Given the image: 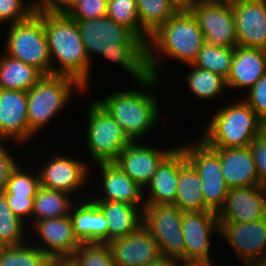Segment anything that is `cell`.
<instances>
[{
  "instance_id": "6da1fadb",
  "label": "cell",
  "mask_w": 266,
  "mask_h": 266,
  "mask_svg": "<svg viewBox=\"0 0 266 266\" xmlns=\"http://www.w3.org/2000/svg\"><path fill=\"white\" fill-rule=\"evenodd\" d=\"M90 62L94 55L117 64L137 82L149 76L146 43L108 16L76 21Z\"/></svg>"
},
{
  "instance_id": "7a4b0ae2",
  "label": "cell",
  "mask_w": 266,
  "mask_h": 266,
  "mask_svg": "<svg viewBox=\"0 0 266 266\" xmlns=\"http://www.w3.org/2000/svg\"><path fill=\"white\" fill-rule=\"evenodd\" d=\"M204 43V35L192 13L179 10L149 37L146 44L149 75L161 77L160 60L165 56L184 65L192 64Z\"/></svg>"
},
{
  "instance_id": "3957f363",
  "label": "cell",
  "mask_w": 266,
  "mask_h": 266,
  "mask_svg": "<svg viewBox=\"0 0 266 266\" xmlns=\"http://www.w3.org/2000/svg\"><path fill=\"white\" fill-rule=\"evenodd\" d=\"M44 30L52 74L75 78L87 90L94 63L88 58L76 21L65 13L44 11Z\"/></svg>"
},
{
  "instance_id": "277c9868",
  "label": "cell",
  "mask_w": 266,
  "mask_h": 266,
  "mask_svg": "<svg viewBox=\"0 0 266 266\" xmlns=\"http://www.w3.org/2000/svg\"><path fill=\"white\" fill-rule=\"evenodd\" d=\"M158 81L159 78L149 75L136 83L141 89H119L105 94L103 100L98 99L132 141L143 140L158 123L160 105L157 95L150 91Z\"/></svg>"
},
{
  "instance_id": "5b68a950",
  "label": "cell",
  "mask_w": 266,
  "mask_h": 266,
  "mask_svg": "<svg viewBox=\"0 0 266 266\" xmlns=\"http://www.w3.org/2000/svg\"><path fill=\"white\" fill-rule=\"evenodd\" d=\"M213 112L199 137L211 148L246 147L263 132V122L243 99Z\"/></svg>"
},
{
  "instance_id": "8992f818",
  "label": "cell",
  "mask_w": 266,
  "mask_h": 266,
  "mask_svg": "<svg viewBox=\"0 0 266 266\" xmlns=\"http://www.w3.org/2000/svg\"><path fill=\"white\" fill-rule=\"evenodd\" d=\"M75 91L85 94L88 90L75 78L58 74L43 75L27 91L29 140L63 111Z\"/></svg>"
},
{
  "instance_id": "52a82bcc",
  "label": "cell",
  "mask_w": 266,
  "mask_h": 266,
  "mask_svg": "<svg viewBox=\"0 0 266 266\" xmlns=\"http://www.w3.org/2000/svg\"><path fill=\"white\" fill-rule=\"evenodd\" d=\"M6 55L52 74L51 58L44 30V11H35L27 19L10 24L4 39Z\"/></svg>"
},
{
  "instance_id": "ba28073f",
  "label": "cell",
  "mask_w": 266,
  "mask_h": 266,
  "mask_svg": "<svg viewBox=\"0 0 266 266\" xmlns=\"http://www.w3.org/2000/svg\"><path fill=\"white\" fill-rule=\"evenodd\" d=\"M89 105L85 145L90 159L95 163L114 161L132 140L98 100Z\"/></svg>"
},
{
  "instance_id": "9c48e42d",
  "label": "cell",
  "mask_w": 266,
  "mask_h": 266,
  "mask_svg": "<svg viewBox=\"0 0 266 266\" xmlns=\"http://www.w3.org/2000/svg\"><path fill=\"white\" fill-rule=\"evenodd\" d=\"M179 147L201 178L205 211L218 212L228 193L218 153L200 138Z\"/></svg>"
},
{
  "instance_id": "30bf717a",
  "label": "cell",
  "mask_w": 266,
  "mask_h": 266,
  "mask_svg": "<svg viewBox=\"0 0 266 266\" xmlns=\"http://www.w3.org/2000/svg\"><path fill=\"white\" fill-rule=\"evenodd\" d=\"M182 215L183 211L174 204L144 206L142 225L157 241L162 256L186 259Z\"/></svg>"
},
{
  "instance_id": "8fae6325",
  "label": "cell",
  "mask_w": 266,
  "mask_h": 266,
  "mask_svg": "<svg viewBox=\"0 0 266 266\" xmlns=\"http://www.w3.org/2000/svg\"><path fill=\"white\" fill-rule=\"evenodd\" d=\"M189 11L197 20L206 43L238 46L231 0H199Z\"/></svg>"
},
{
  "instance_id": "7c38bea8",
  "label": "cell",
  "mask_w": 266,
  "mask_h": 266,
  "mask_svg": "<svg viewBox=\"0 0 266 266\" xmlns=\"http://www.w3.org/2000/svg\"><path fill=\"white\" fill-rule=\"evenodd\" d=\"M35 169H39L40 186L66 192L72 197L76 193L81 195L79 191L83 190L82 188H85L86 183L91 181L89 161L84 162L62 153H54V156L46 161L42 167H35Z\"/></svg>"
},
{
  "instance_id": "4fadbf2b",
  "label": "cell",
  "mask_w": 266,
  "mask_h": 266,
  "mask_svg": "<svg viewBox=\"0 0 266 266\" xmlns=\"http://www.w3.org/2000/svg\"><path fill=\"white\" fill-rule=\"evenodd\" d=\"M219 235L241 264L266 260V217L251 222H219Z\"/></svg>"
},
{
  "instance_id": "5bb4252c",
  "label": "cell",
  "mask_w": 266,
  "mask_h": 266,
  "mask_svg": "<svg viewBox=\"0 0 266 266\" xmlns=\"http://www.w3.org/2000/svg\"><path fill=\"white\" fill-rule=\"evenodd\" d=\"M139 141L129 143L113 161L141 188L151 181L160 163L177 147L166 149L145 146Z\"/></svg>"
},
{
  "instance_id": "9a60e30c",
  "label": "cell",
  "mask_w": 266,
  "mask_h": 266,
  "mask_svg": "<svg viewBox=\"0 0 266 266\" xmlns=\"http://www.w3.org/2000/svg\"><path fill=\"white\" fill-rule=\"evenodd\" d=\"M182 234L186 245V259L213 258L211 238L215 234L219 236V221L216 212H183Z\"/></svg>"
},
{
  "instance_id": "2e32d148",
  "label": "cell",
  "mask_w": 266,
  "mask_h": 266,
  "mask_svg": "<svg viewBox=\"0 0 266 266\" xmlns=\"http://www.w3.org/2000/svg\"><path fill=\"white\" fill-rule=\"evenodd\" d=\"M219 222H251L266 217V187L228 189L224 203L216 213Z\"/></svg>"
},
{
  "instance_id": "e0dca14e",
  "label": "cell",
  "mask_w": 266,
  "mask_h": 266,
  "mask_svg": "<svg viewBox=\"0 0 266 266\" xmlns=\"http://www.w3.org/2000/svg\"><path fill=\"white\" fill-rule=\"evenodd\" d=\"M239 46L266 50V0H231Z\"/></svg>"
},
{
  "instance_id": "ac0fdd59",
  "label": "cell",
  "mask_w": 266,
  "mask_h": 266,
  "mask_svg": "<svg viewBox=\"0 0 266 266\" xmlns=\"http://www.w3.org/2000/svg\"><path fill=\"white\" fill-rule=\"evenodd\" d=\"M32 227L35 236L40 237L39 242L35 239V246L48 258L72 256L81 245L75 237L70 215L39 220Z\"/></svg>"
},
{
  "instance_id": "d6986e66",
  "label": "cell",
  "mask_w": 266,
  "mask_h": 266,
  "mask_svg": "<svg viewBox=\"0 0 266 266\" xmlns=\"http://www.w3.org/2000/svg\"><path fill=\"white\" fill-rule=\"evenodd\" d=\"M107 244L115 266H146L162 256L157 241L143 225L136 232Z\"/></svg>"
},
{
  "instance_id": "ffe728a7",
  "label": "cell",
  "mask_w": 266,
  "mask_h": 266,
  "mask_svg": "<svg viewBox=\"0 0 266 266\" xmlns=\"http://www.w3.org/2000/svg\"><path fill=\"white\" fill-rule=\"evenodd\" d=\"M0 140H29L27 91L0 89Z\"/></svg>"
},
{
  "instance_id": "44dd1931",
  "label": "cell",
  "mask_w": 266,
  "mask_h": 266,
  "mask_svg": "<svg viewBox=\"0 0 266 266\" xmlns=\"http://www.w3.org/2000/svg\"><path fill=\"white\" fill-rule=\"evenodd\" d=\"M97 167L101 169L102 189L101 192L95 194L91 200L117 201L121 203L137 206L142 212L145 206L143 188L135 183L127 174H125L113 161L98 162Z\"/></svg>"
},
{
  "instance_id": "7402d4cb",
  "label": "cell",
  "mask_w": 266,
  "mask_h": 266,
  "mask_svg": "<svg viewBox=\"0 0 266 266\" xmlns=\"http://www.w3.org/2000/svg\"><path fill=\"white\" fill-rule=\"evenodd\" d=\"M84 195L85 193L74 197L77 198L76 204H73L70 211L75 237L80 243H108L106 217L98 205L89 196L85 198ZM79 197L83 198L78 200Z\"/></svg>"
},
{
  "instance_id": "603a6c76",
  "label": "cell",
  "mask_w": 266,
  "mask_h": 266,
  "mask_svg": "<svg viewBox=\"0 0 266 266\" xmlns=\"http://www.w3.org/2000/svg\"><path fill=\"white\" fill-rule=\"evenodd\" d=\"M213 149L220 157L222 174L229 189L261 185L250 146Z\"/></svg>"
},
{
  "instance_id": "cb8c5ba5",
  "label": "cell",
  "mask_w": 266,
  "mask_h": 266,
  "mask_svg": "<svg viewBox=\"0 0 266 266\" xmlns=\"http://www.w3.org/2000/svg\"><path fill=\"white\" fill-rule=\"evenodd\" d=\"M266 74V50L262 48L237 46L228 78L227 89L249 90ZM229 87V88H228Z\"/></svg>"
},
{
  "instance_id": "d4e9b609",
  "label": "cell",
  "mask_w": 266,
  "mask_h": 266,
  "mask_svg": "<svg viewBox=\"0 0 266 266\" xmlns=\"http://www.w3.org/2000/svg\"><path fill=\"white\" fill-rule=\"evenodd\" d=\"M178 175L179 146L160 163L147 188L143 189L145 204H175Z\"/></svg>"
},
{
  "instance_id": "484cf974",
  "label": "cell",
  "mask_w": 266,
  "mask_h": 266,
  "mask_svg": "<svg viewBox=\"0 0 266 266\" xmlns=\"http://www.w3.org/2000/svg\"><path fill=\"white\" fill-rule=\"evenodd\" d=\"M108 223V243L136 232L142 226L143 212L131 204L117 201L93 200Z\"/></svg>"
},
{
  "instance_id": "4316f807",
  "label": "cell",
  "mask_w": 266,
  "mask_h": 266,
  "mask_svg": "<svg viewBox=\"0 0 266 266\" xmlns=\"http://www.w3.org/2000/svg\"><path fill=\"white\" fill-rule=\"evenodd\" d=\"M181 211H205L201 178L179 147V175L175 204Z\"/></svg>"
},
{
  "instance_id": "83f0119b",
  "label": "cell",
  "mask_w": 266,
  "mask_h": 266,
  "mask_svg": "<svg viewBox=\"0 0 266 266\" xmlns=\"http://www.w3.org/2000/svg\"><path fill=\"white\" fill-rule=\"evenodd\" d=\"M42 76L35 67L5 53L0 55V89L28 91Z\"/></svg>"
},
{
  "instance_id": "f1b7e54d",
  "label": "cell",
  "mask_w": 266,
  "mask_h": 266,
  "mask_svg": "<svg viewBox=\"0 0 266 266\" xmlns=\"http://www.w3.org/2000/svg\"><path fill=\"white\" fill-rule=\"evenodd\" d=\"M74 203L70 194L40 186L34 197L30 226L39 220L70 215Z\"/></svg>"
},
{
  "instance_id": "f546056e",
  "label": "cell",
  "mask_w": 266,
  "mask_h": 266,
  "mask_svg": "<svg viewBox=\"0 0 266 266\" xmlns=\"http://www.w3.org/2000/svg\"><path fill=\"white\" fill-rule=\"evenodd\" d=\"M142 33L149 39L179 9L171 0H136Z\"/></svg>"
},
{
  "instance_id": "4dcf8cb0",
  "label": "cell",
  "mask_w": 266,
  "mask_h": 266,
  "mask_svg": "<svg viewBox=\"0 0 266 266\" xmlns=\"http://www.w3.org/2000/svg\"><path fill=\"white\" fill-rule=\"evenodd\" d=\"M186 66L190 70L189 74L187 73L186 75V85H188L190 93L195 95L196 98L202 101H210L226 92V79L222 76L212 71L192 66L191 64Z\"/></svg>"
},
{
  "instance_id": "1f68e13d",
  "label": "cell",
  "mask_w": 266,
  "mask_h": 266,
  "mask_svg": "<svg viewBox=\"0 0 266 266\" xmlns=\"http://www.w3.org/2000/svg\"><path fill=\"white\" fill-rule=\"evenodd\" d=\"M233 56L234 48L217 46L205 42L191 65L212 71L227 79Z\"/></svg>"
},
{
  "instance_id": "d6a6232c",
  "label": "cell",
  "mask_w": 266,
  "mask_h": 266,
  "mask_svg": "<svg viewBox=\"0 0 266 266\" xmlns=\"http://www.w3.org/2000/svg\"><path fill=\"white\" fill-rule=\"evenodd\" d=\"M24 224L28 225L12 212L5 194L0 192V247L17 246L27 242L25 234L29 226Z\"/></svg>"
},
{
  "instance_id": "836d02e7",
  "label": "cell",
  "mask_w": 266,
  "mask_h": 266,
  "mask_svg": "<svg viewBox=\"0 0 266 266\" xmlns=\"http://www.w3.org/2000/svg\"><path fill=\"white\" fill-rule=\"evenodd\" d=\"M30 240L17 246L0 247V266H47L48 257Z\"/></svg>"
},
{
  "instance_id": "e575fe53",
  "label": "cell",
  "mask_w": 266,
  "mask_h": 266,
  "mask_svg": "<svg viewBox=\"0 0 266 266\" xmlns=\"http://www.w3.org/2000/svg\"><path fill=\"white\" fill-rule=\"evenodd\" d=\"M106 16L130 29L147 44L149 39L142 33L136 0H108Z\"/></svg>"
},
{
  "instance_id": "d590c367",
  "label": "cell",
  "mask_w": 266,
  "mask_h": 266,
  "mask_svg": "<svg viewBox=\"0 0 266 266\" xmlns=\"http://www.w3.org/2000/svg\"><path fill=\"white\" fill-rule=\"evenodd\" d=\"M24 170L20 163L12 170L6 186L2 191L5 195L15 196H36L40 188V178L38 170L30 172Z\"/></svg>"
},
{
  "instance_id": "8d00e7d4",
  "label": "cell",
  "mask_w": 266,
  "mask_h": 266,
  "mask_svg": "<svg viewBox=\"0 0 266 266\" xmlns=\"http://www.w3.org/2000/svg\"><path fill=\"white\" fill-rule=\"evenodd\" d=\"M72 257L78 266H115L107 243H81Z\"/></svg>"
},
{
  "instance_id": "74e56055",
  "label": "cell",
  "mask_w": 266,
  "mask_h": 266,
  "mask_svg": "<svg viewBox=\"0 0 266 266\" xmlns=\"http://www.w3.org/2000/svg\"><path fill=\"white\" fill-rule=\"evenodd\" d=\"M29 2V3H28ZM0 0V24H14L27 19L35 12L33 1Z\"/></svg>"
},
{
  "instance_id": "f35d334b",
  "label": "cell",
  "mask_w": 266,
  "mask_h": 266,
  "mask_svg": "<svg viewBox=\"0 0 266 266\" xmlns=\"http://www.w3.org/2000/svg\"><path fill=\"white\" fill-rule=\"evenodd\" d=\"M108 0H78L65 12L71 19L90 20L107 15Z\"/></svg>"
},
{
  "instance_id": "ab89813d",
  "label": "cell",
  "mask_w": 266,
  "mask_h": 266,
  "mask_svg": "<svg viewBox=\"0 0 266 266\" xmlns=\"http://www.w3.org/2000/svg\"><path fill=\"white\" fill-rule=\"evenodd\" d=\"M244 101L254 110L257 117L266 121V74H264L248 91L244 92Z\"/></svg>"
},
{
  "instance_id": "60d3db41",
  "label": "cell",
  "mask_w": 266,
  "mask_h": 266,
  "mask_svg": "<svg viewBox=\"0 0 266 266\" xmlns=\"http://www.w3.org/2000/svg\"><path fill=\"white\" fill-rule=\"evenodd\" d=\"M249 146L261 185L266 187V135L262 132Z\"/></svg>"
},
{
  "instance_id": "b9f144b4",
  "label": "cell",
  "mask_w": 266,
  "mask_h": 266,
  "mask_svg": "<svg viewBox=\"0 0 266 266\" xmlns=\"http://www.w3.org/2000/svg\"><path fill=\"white\" fill-rule=\"evenodd\" d=\"M5 197L12 212L24 223L26 221L31 223L35 196L5 195Z\"/></svg>"
},
{
  "instance_id": "7bdbcfd3",
  "label": "cell",
  "mask_w": 266,
  "mask_h": 266,
  "mask_svg": "<svg viewBox=\"0 0 266 266\" xmlns=\"http://www.w3.org/2000/svg\"><path fill=\"white\" fill-rule=\"evenodd\" d=\"M7 143V141L0 140V192L4 190L12 170L19 162L14 155H12L14 153H10L8 147H5Z\"/></svg>"
},
{
  "instance_id": "ee69618b",
  "label": "cell",
  "mask_w": 266,
  "mask_h": 266,
  "mask_svg": "<svg viewBox=\"0 0 266 266\" xmlns=\"http://www.w3.org/2000/svg\"><path fill=\"white\" fill-rule=\"evenodd\" d=\"M35 11L65 13L78 0H32Z\"/></svg>"
},
{
  "instance_id": "f6af8a7d",
  "label": "cell",
  "mask_w": 266,
  "mask_h": 266,
  "mask_svg": "<svg viewBox=\"0 0 266 266\" xmlns=\"http://www.w3.org/2000/svg\"><path fill=\"white\" fill-rule=\"evenodd\" d=\"M47 266H78L72 256L50 257Z\"/></svg>"
},
{
  "instance_id": "bcb514c9",
  "label": "cell",
  "mask_w": 266,
  "mask_h": 266,
  "mask_svg": "<svg viewBox=\"0 0 266 266\" xmlns=\"http://www.w3.org/2000/svg\"><path fill=\"white\" fill-rule=\"evenodd\" d=\"M215 259H180L179 266H217ZM215 264V265H214Z\"/></svg>"
},
{
  "instance_id": "7dc6e473",
  "label": "cell",
  "mask_w": 266,
  "mask_h": 266,
  "mask_svg": "<svg viewBox=\"0 0 266 266\" xmlns=\"http://www.w3.org/2000/svg\"><path fill=\"white\" fill-rule=\"evenodd\" d=\"M146 266H179V259L161 256Z\"/></svg>"
},
{
  "instance_id": "c3c4849f",
  "label": "cell",
  "mask_w": 266,
  "mask_h": 266,
  "mask_svg": "<svg viewBox=\"0 0 266 266\" xmlns=\"http://www.w3.org/2000/svg\"><path fill=\"white\" fill-rule=\"evenodd\" d=\"M179 10H189L199 0H171Z\"/></svg>"
},
{
  "instance_id": "681fc988",
  "label": "cell",
  "mask_w": 266,
  "mask_h": 266,
  "mask_svg": "<svg viewBox=\"0 0 266 266\" xmlns=\"http://www.w3.org/2000/svg\"><path fill=\"white\" fill-rule=\"evenodd\" d=\"M243 266H266V260L265 261H252V262H246L244 264H241Z\"/></svg>"
},
{
  "instance_id": "f907efd6",
  "label": "cell",
  "mask_w": 266,
  "mask_h": 266,
  "mask_svg": "<svg viewBox=\"0 0 266 266\" xmlns=\"http://www.w3.org/2000/svg\"><path fill=\"white\" fill-rule=\"evenodd\" d=\"M263 133L266 135V121L263 123Z\"/></svg>"
}]
</instances>
